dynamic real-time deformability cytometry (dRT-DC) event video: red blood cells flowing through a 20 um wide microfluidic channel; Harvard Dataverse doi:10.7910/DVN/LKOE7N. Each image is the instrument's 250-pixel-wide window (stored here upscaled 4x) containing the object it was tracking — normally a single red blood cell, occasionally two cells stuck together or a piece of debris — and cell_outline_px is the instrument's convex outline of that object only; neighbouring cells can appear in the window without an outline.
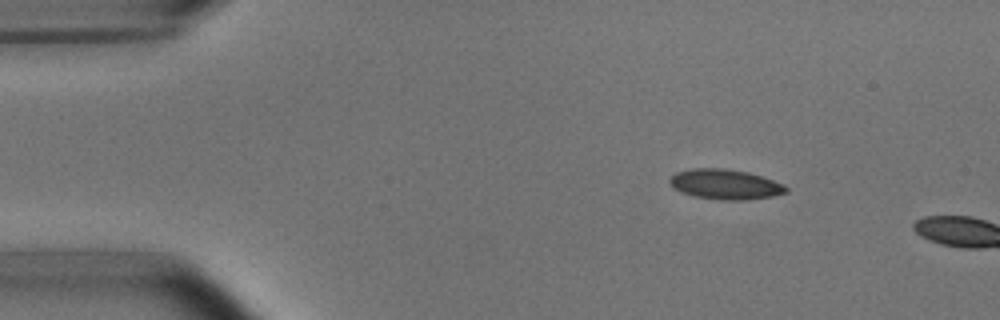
{"species": "common noctule bat (a hibernating species)", "species_latin": "Nyctalus noctula", "temperature_condition": "room temperature", "stored_images_in_passage": 3, "camera_frame_rate_fps": 3000, "um_per_image_px": 0.085, "animal": {"sex": "male", "body_mass_g": 15.6}, "frame": {"image": 1, "passage_image": 1, "time_ms": 0.0, "image_size_px": [1000, 320], "cell_outline_px": [[788, 192], [772, 196], [744, 200], [720, 200], [696, 196], [680, 192], [672, 188], [668, 180], [676, 172], [692, 168], [724, 168], [748, 172], [784, 184], [788, 188]], "centroid_in_image_um": [61.62, 15.66], "position_along_channel_um": 23.4, "area_um2": 20.4}}